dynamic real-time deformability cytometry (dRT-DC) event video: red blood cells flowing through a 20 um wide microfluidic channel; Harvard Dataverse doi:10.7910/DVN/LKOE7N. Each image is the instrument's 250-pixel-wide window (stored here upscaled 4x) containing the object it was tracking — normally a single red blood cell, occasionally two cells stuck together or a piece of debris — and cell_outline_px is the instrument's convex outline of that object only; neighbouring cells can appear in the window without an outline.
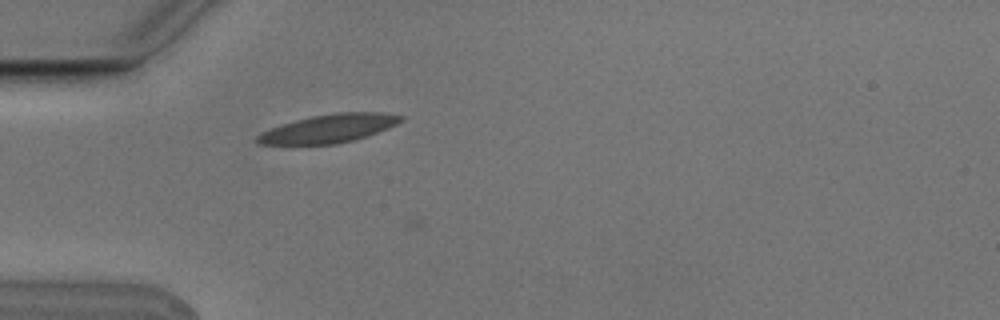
{"species": "Egyptian fruit bat (a non-hibernating species)", "species_latin": "Rousettus aegyptiacus", "temperature_condition": "cold", "stored_images_in_passage": 4, "camera_frame_rate_fps": 3000, "um_per_image_px": 0.085, "animal": {"sex": "male"}, "frame": {"image": 1, "passage_image": 4, "time_ms": 1.0, "image_size_px": [1000, 320], "cell_outline_px": [[404, 120], [388, 128], [368, 136], [336, 144], [260, 144], [256, 140], [256, 136], [272, 128], [296, 120], [312, 116], [336, 112], [380, 112], [404, 116]], "centroid_in_image_um": [28.02, 10.91], "position_along_channel_um": 57.0, "area_um2": 23.41}}